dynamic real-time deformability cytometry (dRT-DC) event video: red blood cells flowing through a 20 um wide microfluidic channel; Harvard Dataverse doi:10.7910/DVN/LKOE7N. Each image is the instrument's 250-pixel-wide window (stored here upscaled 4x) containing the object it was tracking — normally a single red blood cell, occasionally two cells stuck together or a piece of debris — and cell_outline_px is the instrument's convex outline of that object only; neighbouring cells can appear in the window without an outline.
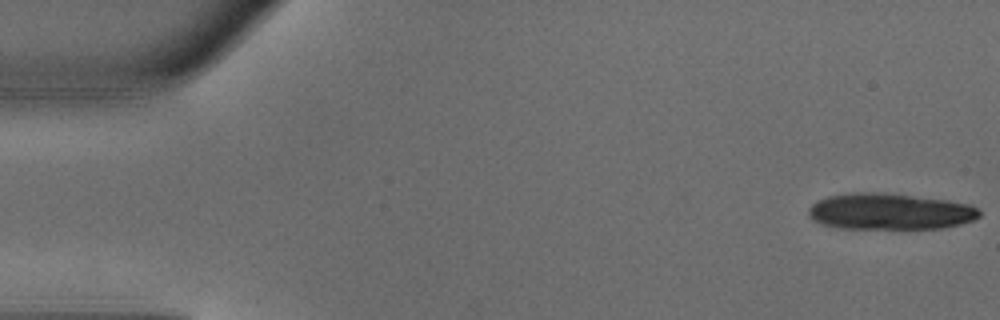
{"species": "common noctule bat (a hibernating species)", "species_latin": "Nyctalus noctula", "temperature_condition": "warm", "stored_images_in_passage": 14, "camera_frame_rate_fps": 3000, "um_per_image_px": 0.085, "animal": {"sex": "male", "body_mass_g": 18.8}, "frame": {"image": 1, "passage_image": 1, "time_ms": 0.0, "image_size_px": [1000, 320], "cell_outline_px": [[980, 216], [976, 220], [944, 228], [836, 228], [820, 224], [812, 220], [808, 216], [808, 208], [812, 204], [828, 196], [852, 192], [876, 192], [948, 200], [972, 204], [980, 212]], "centroid_in_image_um": [75.63, 17.98], "position_along_channel_um": 9.4, "area_um2": 36.24}}